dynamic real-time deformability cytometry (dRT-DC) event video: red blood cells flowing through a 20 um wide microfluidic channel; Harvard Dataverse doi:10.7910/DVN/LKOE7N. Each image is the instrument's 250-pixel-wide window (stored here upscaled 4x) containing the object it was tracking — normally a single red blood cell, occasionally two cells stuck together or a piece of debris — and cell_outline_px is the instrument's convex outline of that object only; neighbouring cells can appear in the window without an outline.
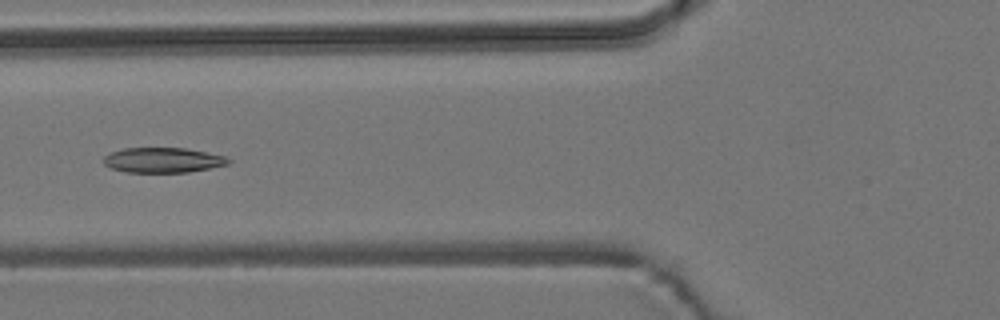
{"species": "common noctule bat (a hibernating species)", "species_latin": "Nyctalus noctula", "temperature_condition": "room temperature", "stored_images_in_passage": 5, "camera_frame_rate_fps": 3000, "um_per_image_px": 0.085, "animal": {"sex": "male", "body_mass_g": 19.2, "forearm_length_mm": 51.8}, "frame": {"image": 1, "passage_image": 5, "time_ms": 4.667, "image_size_px": [1000, 320], "cell_outline_px": [[232, 160], [228, 164], [188, 172], [128, 172], [112, 168], [104, 164], [104, 156], [112, 152], [124, 148], [184, 148], [224, 156]], "centroid_in_image_um": [13.84, 13.61], "position_along_channel_um": 112.0, "area_um2": 17.92}}